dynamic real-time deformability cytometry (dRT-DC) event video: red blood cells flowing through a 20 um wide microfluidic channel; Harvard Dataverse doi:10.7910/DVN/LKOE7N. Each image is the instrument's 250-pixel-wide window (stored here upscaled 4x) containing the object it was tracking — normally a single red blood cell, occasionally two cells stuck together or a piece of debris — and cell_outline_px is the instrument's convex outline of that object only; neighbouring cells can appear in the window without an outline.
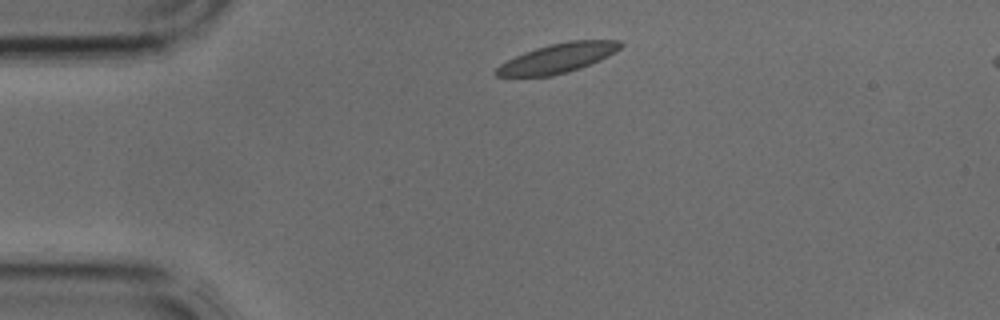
{"species": "common noctule bat (a hibernating species)", "species_latin": "Nyctalus noctula", "temperature_condition": "cold", "stored_images_in_passage": 3, "camera_frame_rate_fps": 3000, "um_per_image_px": 0.085, "animal": {"sex": "male", "body_mass_g": 17.9, "forearm_length_mm": 54.2}, "frame": {"image": 1, "passage_image": 1, "time_ms": 0.0, "image_size_px": [1000, 320], "cell_outline_px": [[624, 44], [620, 48], [608, 56], [580, 68], [568, 72], [552, 76], [496, 76], [492, 72], [500, 64], [524, 52], [548, 44], [568, 40], [620, 40]], "centroid_in_image_um": [47.4, 4.93], "position_along_channel_um": 37.6, "area_um2": 21.27}}